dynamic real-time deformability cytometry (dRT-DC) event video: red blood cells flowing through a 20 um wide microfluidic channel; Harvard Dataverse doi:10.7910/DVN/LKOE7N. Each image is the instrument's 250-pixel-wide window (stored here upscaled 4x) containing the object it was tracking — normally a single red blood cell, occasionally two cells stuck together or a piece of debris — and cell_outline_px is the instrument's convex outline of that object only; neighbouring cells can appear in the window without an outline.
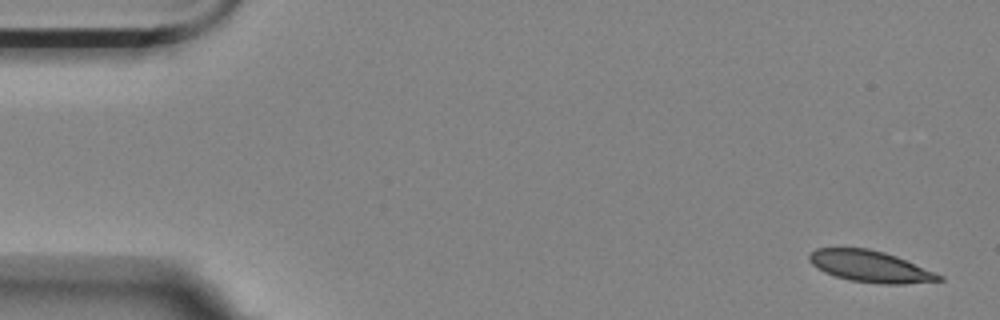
{"species": "Egyptian fruit bat (a non-hibernating species)", "species_latin": "Rousettus aegyptiacus", "temperature_condition": "room temperature", "stored_images_in_passage": 4, "camera_frame_rate_fps": 3000, "um_per_image_px": 0.085, "animal": {"sex": "female"}, "frame": {"image": 1, "passage_image": 1, "time_ms": 0.0, "image_size_px": [1000, 320], "cell_outline_px": [[944, 280], [904, 284], [884, 284], [848, 280], [824, 272], [816, 268], [808, 260], [808, 256], [816, 248], [868, 248], [884, 252], [896, 256], [944, 276]], "centroid_in_image_um": [73.95, 22.65], "position_along_channel_um": 11.0, "area_um2": 23.7}}